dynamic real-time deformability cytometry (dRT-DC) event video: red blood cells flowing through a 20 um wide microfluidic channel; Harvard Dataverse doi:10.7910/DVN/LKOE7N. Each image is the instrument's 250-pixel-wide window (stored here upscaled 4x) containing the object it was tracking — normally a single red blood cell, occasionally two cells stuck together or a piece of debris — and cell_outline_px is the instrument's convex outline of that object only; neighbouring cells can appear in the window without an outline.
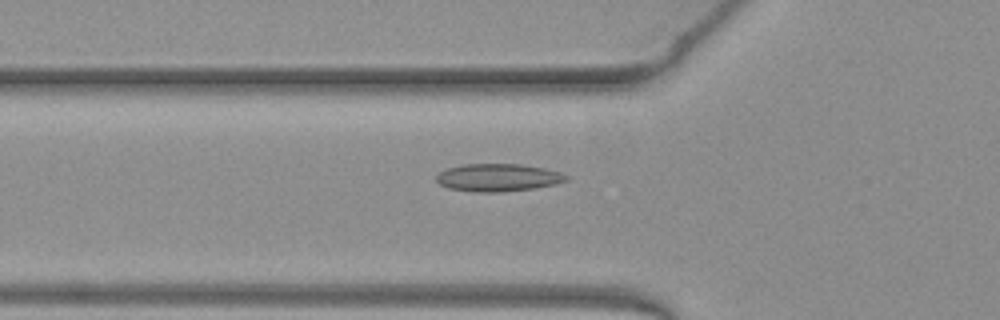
{"species": "common noctule bat (a hibernating species)", "species_latin": "Nyctalus noctula", "temperature_condition": "warm", "stored_images_in_passage": 51, "camera_frame_rate_fps": 3000, "um_per_image_px": 0.085, "animal": {"sex": "female", "body_mass_g": 19.3, "forearm_length_mm": 54.1}, "frame": {"image": 1, "passage_image": 18, "time_ms": 5.667, "image_size_px": [1000, 320], "cell_outline_px": [[568, 180], [556, 184], [532, 188], [496, 192], [472, 192], [448, 188], [440, 184], [436, 180], [436, 176], [440, 172], [448, 168], [464, 164], [520, 164], [544, 168], [560, 172], [568, 176]], "centroid_in_image_um": [42.32, 15.09], "position_along_channel_um": 83.5, "area_um2": 20.81}}
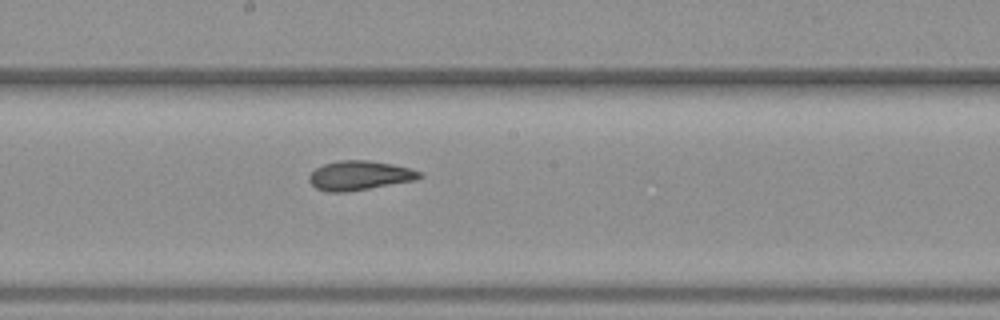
{"frame": {"image": 2, "passage_image": 28, "time_ms": 9.0, "image_size_px": [1000, 320], "cell_outline_px": [[424, 176], [416, 180], [344, 192], [328, 192], [316, 188], [308, 180], [308, 176], [316, 168], [324, 164], [340, 160], [368, 160], [392, 164], [424, 172]], "centroid_in_image_um": [30.57, 14.91], "position_along_channel_um": 217.6, "area_um2": 18.79}}
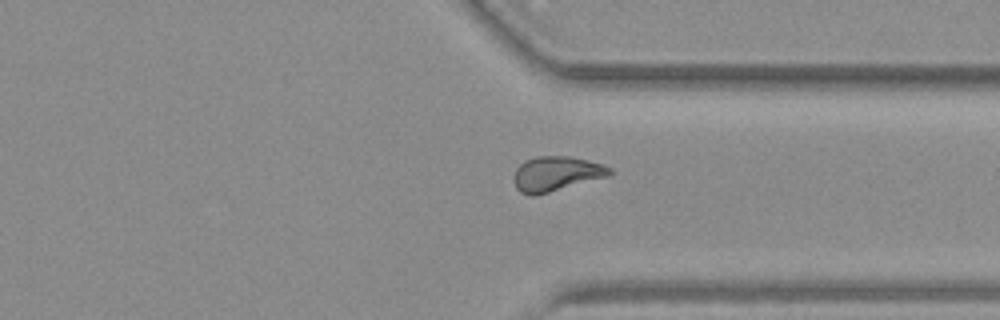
{"frame": {"image": 3, "passage_image": 39, "time_ms": 12.667, "image_size_px": [1000, 320], "cell_outline_px": [[612, 172], [608, 176], [548, 192], [532, 196], [520, 192], [516, 188], [516, 168], [524, 160], [536, 156], [568, 156], [588, 160], [604, 164], [612, 168]], "centroid_in_image_um": [47.3, 14.75], "position_along_channel_um": 364.1, "area_um2": 19.13}, "authors_computed_cell_mechanics": {"area_um2": 19.4208, "velocity_mm_per_s": 4.003, "shape_relaxation_time_tau1_ms": null, "shape_relaxation_time_tau2_ms": 1.1564, "deformation_change_tau1": null, "deformation_change_tau2": 0.0699}}